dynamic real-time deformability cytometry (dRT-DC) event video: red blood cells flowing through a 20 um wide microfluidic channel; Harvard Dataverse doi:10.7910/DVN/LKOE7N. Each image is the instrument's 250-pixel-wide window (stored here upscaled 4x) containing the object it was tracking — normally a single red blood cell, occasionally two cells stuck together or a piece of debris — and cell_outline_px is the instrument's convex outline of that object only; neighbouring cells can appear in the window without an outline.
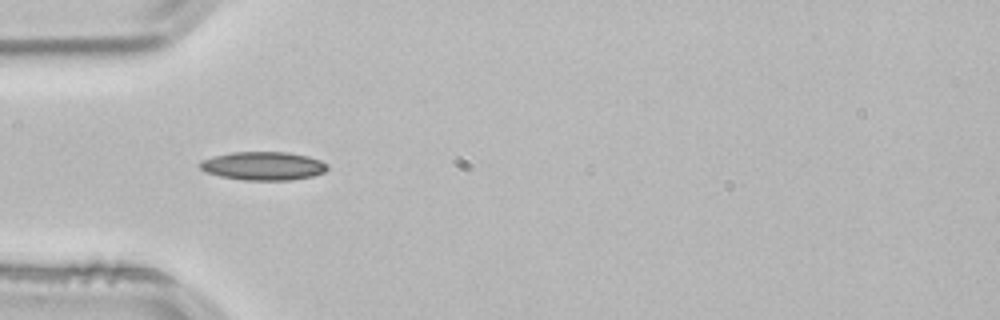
{"species": "common noctule bat (a hibernating species)", "species_latin": "Nyctalus noctula", "temperature_condition": "room temperature", "stored_images_in_passage": 16, "camera_frame_rate_fps": 3000, "um_per_image_px": 0.085, "animal": {"sex": "male", "body_mass_g": 21.5, "forearm_length_mm": 52.0}, "frame": {"image": 1, "passage_image": 5, "time_ms": 1.333, "image_size_px": [1000, 320], "cell_outline_px": [[328, 168], [324, 172], [312, 176], [292, 180], [244, 180], [220, 176], [204, 172], [196, 164], [200, 160], [212, 156], [232, 152], [288, 152], [308, 156], [320, 160], [328, 164]], "centroid_in_image_um": [22.33, 14.1], "position_along_channel_um": 62.7, "area_um2": 21.39}}